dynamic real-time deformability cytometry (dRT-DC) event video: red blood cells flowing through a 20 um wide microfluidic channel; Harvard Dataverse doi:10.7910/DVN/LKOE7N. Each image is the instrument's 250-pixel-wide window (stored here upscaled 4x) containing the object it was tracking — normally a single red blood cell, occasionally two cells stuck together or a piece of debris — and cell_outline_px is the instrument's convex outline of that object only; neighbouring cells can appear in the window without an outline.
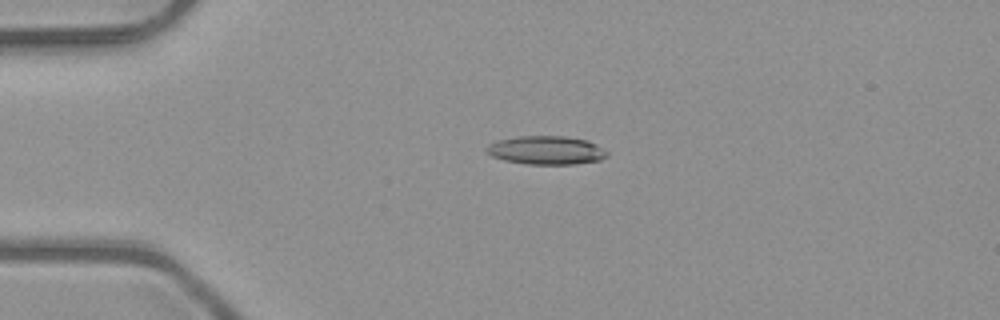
{"species": "common noctule bat (a hibernating species)", "species_latin": "Nyctalus noctula", "temperature_condition": "room temperature", "stored_images_in_passage": 3, "camera_frame_rate_fps": 3000, "um_per_image_px": 0.085, "animal": {"sex": "male", "body_mass_g": 23.1, "forearm_length_mm": 52.7}, "frame": {"image": 1, "passage_image": 2, "time_ms": 0.333, "image_size_px": [1000, 320], "cell_outline_px": [[608, 156], [600, 160], [572, 164], [528, 164], [504, 160], [492, 156], [484, 148], [488, 144], [496, 140], [520, 136], [564, 136], [588, 140], [596, 144], [608, 152]], "centroid_in_image_um": [46.42, 12.76], "position_along_channel_um": 38.6, "area_um2": 20.06}}